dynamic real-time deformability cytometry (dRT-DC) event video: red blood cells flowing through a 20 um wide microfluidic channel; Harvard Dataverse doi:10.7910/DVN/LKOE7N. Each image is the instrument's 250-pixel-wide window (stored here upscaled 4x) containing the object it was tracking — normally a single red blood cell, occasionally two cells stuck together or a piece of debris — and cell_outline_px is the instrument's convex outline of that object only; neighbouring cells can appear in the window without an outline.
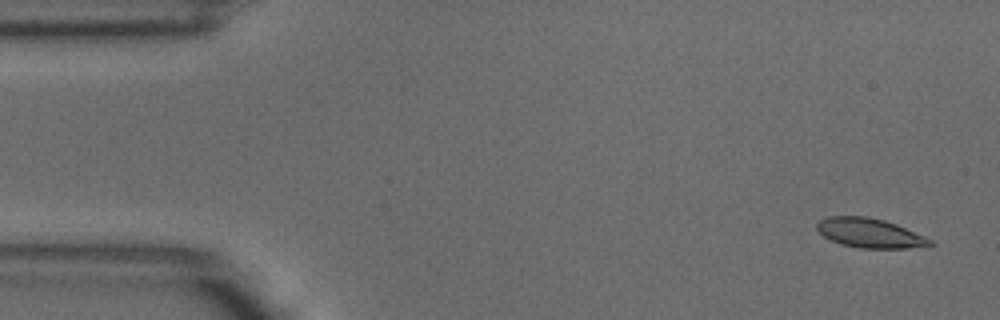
{"species": "common noctule bat (a hibernating species)", "species_latin": "Nyctalus noctula", "temperature_condition": "warm", "stored_images_in_passage": 4, "camera_frame_rate_fps": 3000, "um_per_image_px": 0.085, "animal": {"sex": "male", "body_mass_g": 18.8}, "frame": {"image": 1, "passage_image": 1, "time_ms": 0.0, "image_size_px": [1000, 320], "cell_outline_px": [[932, 244], [928, 248], [860, 248], [840, 244], [824, 236], [816, 228], [816, 224], [820, 220], [828, 216], [864, 216], [884, 220], [896, 224], [924, 236], [932, 240]], "centroid_in_image_um": [73.96, 19.82], "position_along_channel_um": 11.0, "area_um2": 19.42}}
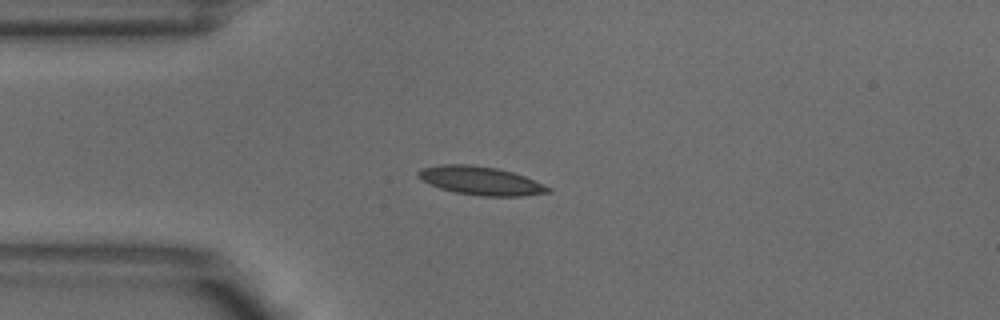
{"frame": {"image": 2, "passage_image": 4, "time_ms": 1.0, "image_size_px": [1000, 320], "cell_outline_px": [[552, 192], [520, 196], [480, 196], [456, 192], [440, 188], [428, 184], [420, 180], [416, 176], [416, 172], [420, 168], [440, 164], [468, 164], [496, 168], [512, 172], [524, 176], [544, 184], [552, 188]], "centroid_in_image_um": [40.81, 15.36], "position_along_channel_um": 44.2, "area_um2": 21.73}}